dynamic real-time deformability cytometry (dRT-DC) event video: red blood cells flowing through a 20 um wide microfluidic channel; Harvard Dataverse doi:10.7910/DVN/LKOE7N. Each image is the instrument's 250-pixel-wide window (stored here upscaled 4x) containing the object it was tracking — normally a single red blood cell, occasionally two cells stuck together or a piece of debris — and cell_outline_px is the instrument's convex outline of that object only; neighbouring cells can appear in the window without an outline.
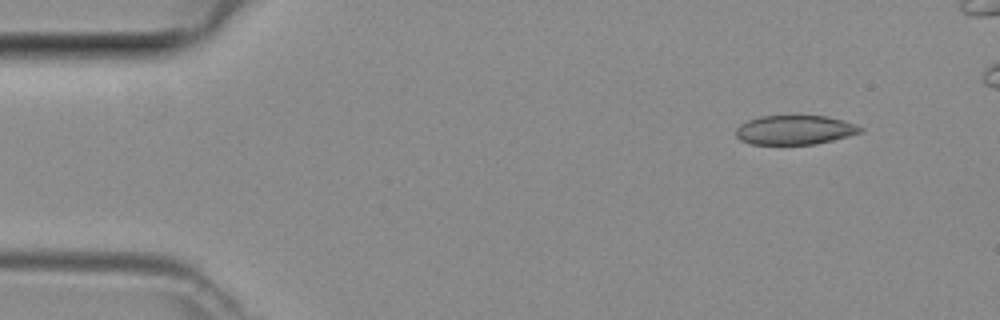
{"species": "common noctule bat (a hibernating species)", "species_latin": "Nyctalus noctula", "temperature_condition": "room temperature", "stored_images_in_passage": 41, "camera_frame_rate_fps": 3000, "um_per_image_px": 0.085, "animal": {"sex": "female", "body_mass_g": 29.2, "forearm_length_mm": 56.3}, "frame": {"image": 1, "passage_image": 2, "time_ms": 0.333, "image_size_px": [1000, 320], "cell_outline_px": [[864, 132], [816, 144], [752, 144], [740, 140], [736, 136], [736, 128], [740, 124], [748, 120], [760, 116], [828, 116], [856, 124], [864, 128]], "centroid_in_image_um": [67.58, 11.04], "position_along_channel_um": 17.4, "area_um2": 21.27}}
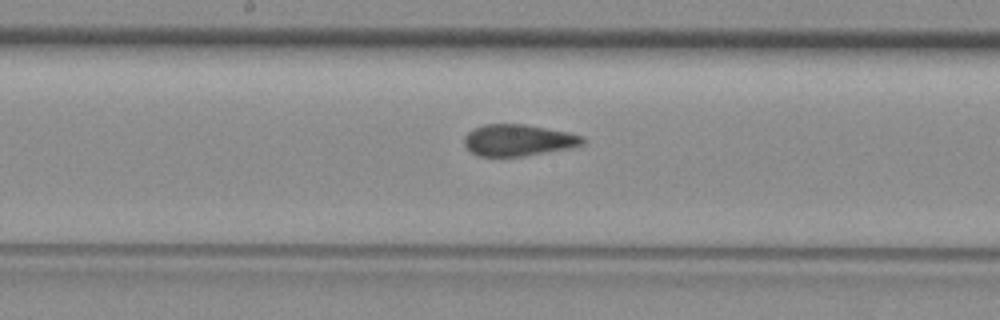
{"frame": {"image": 2, "passage_image": 21, "time_ms": 6.667, "image_size_px": [1000, 320], "cell_outline_px": [[584, 144], [572, 148], [520, 156], [480, 156], [472, 152], [464, 144], [464, 136], [468, 132], [484, 124], [524, 124], [568, 132], [584, 136]], "centroid_in_image_um": [44.07, 11.91], "position_along_channel_um": 204.1, "area_um2": 21.62}}
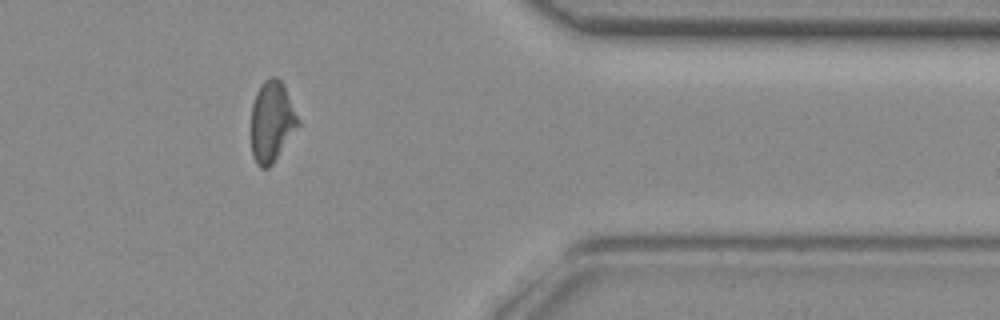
{"frame": {"image": 3, "passage_image": 35, "time_ms": 11.333, "image_size_px": [1000, 320], "cell_outline_px": [[300, 124], [272, 164], [268, 168], [260, 168], [256, 164], [252, 156], [252, 104], [256, 92], [264, 80], [272, 76], [276, 76], [280, 80], [300, 120]], "centroid_in_image_um": [23.09, 10.35], "position_along_channel_um": 388.3, "area_um2": 21.85}}